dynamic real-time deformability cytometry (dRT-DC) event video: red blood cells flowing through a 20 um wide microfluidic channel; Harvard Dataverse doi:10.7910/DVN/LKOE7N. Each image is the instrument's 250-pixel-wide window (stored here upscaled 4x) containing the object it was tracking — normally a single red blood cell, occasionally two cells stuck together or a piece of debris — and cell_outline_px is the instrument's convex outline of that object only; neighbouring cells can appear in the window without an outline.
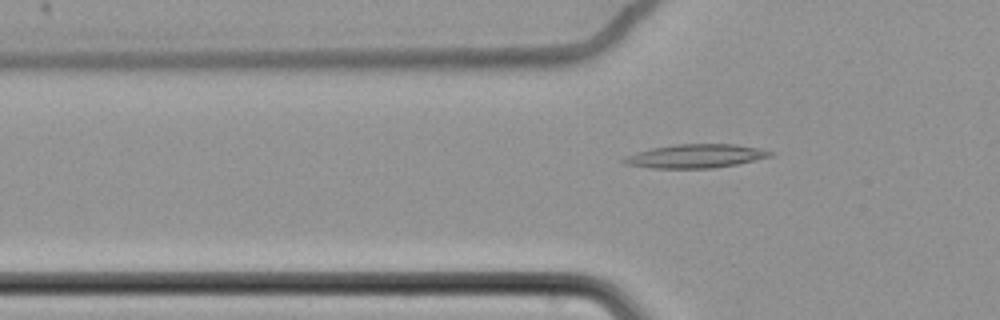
{"species": "common noctule bat (a hibernating species)", "species_latin": "Nyctalus noctula", "temperature_condition": "cold", "stored_images_in_passage": 61, "camera_frame_rate_fps": 3000, "um_per_image_px": 0.085, "animal": {"sex": "female", "body_mass_g": 22.7, "forearm_length_mm": 54.2}, "frame": {"image": 1, "passage_image": 22, "time_ms": 7.0, "image_size_px": [1000, 320], "cell_outline_px": [[776, 152], [772, 156], [736, 164], [712, 168], [652, 168], [624, 164], [620, 160], [624, 156], [636, 152], [652, 148], [676, 144], [736, 144], [760, 148]], "centroid_in_image_um": [59.12, 13.26], "position_along_channel_um": 66.7, "area_um2": 20.29}}
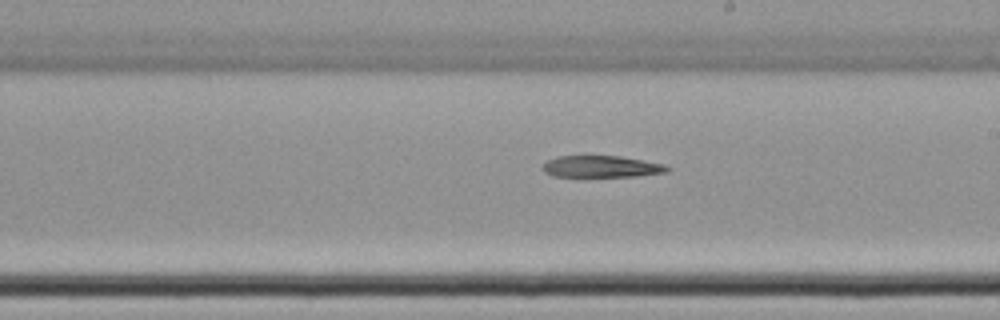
{"frame": {"image": 2, "passage_image": 37, "time_ms": 12.0, "image_size_px": [1000, 320], "cell_outline_px": [[672, 168], [668, 172], [636, 176], [552, 176], [544, 172], [540, 168], [548, 160], [556, 156], [584, 152], [620, 156], [644, 160], [664, 164]], "centroid_in_image_um": [51.06, 14.1], "position_along_channel_um": 237.9, "area_um2": 16.7}}
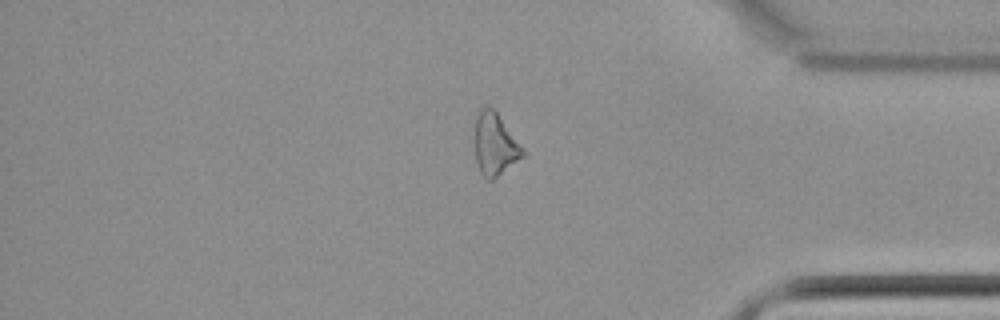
{"frame": {"image": 3, "passage_image": 52, "time_ms": 17.0, "image_size_px": [1000, 320], "cell_outline_px": [[528, 152], [524, 156], [492, 180], [488, 180], [480, 172], [476, 164], [472, 140], [476, 120], [480, 108], [492, 108], [496, 112]], "centroid_in_image_um": [42.05, 12.29], "position_along_channel_um": 393.1, "area_um2": 17.8}}